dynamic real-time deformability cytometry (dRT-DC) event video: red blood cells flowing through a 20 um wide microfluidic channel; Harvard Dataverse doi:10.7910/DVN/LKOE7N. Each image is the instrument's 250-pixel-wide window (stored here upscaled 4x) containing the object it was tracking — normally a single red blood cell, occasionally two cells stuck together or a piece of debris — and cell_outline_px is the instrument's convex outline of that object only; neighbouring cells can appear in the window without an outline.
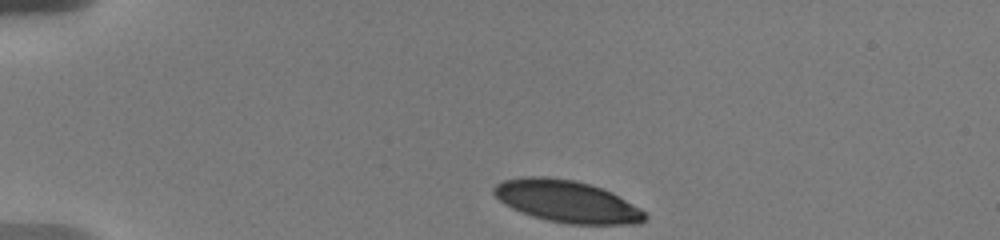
{"species": "human", "species_latin": "Homo sapiens", "temperature_condition": "warm", "stored_images_in_passage": 6, "camera_frame_rate_fps": 3000, "um_per_image_px": 0.085, "donor": {"sex": "male"}, "frame": {"image": 1, "passage_image": 1, "time_ms": 0.0, "image_size_px": [1000, 240], "cell_outline_px": [[648, 216], [640, 224], [568, 224], [548, 220], [532, 216], [512, 208], [504, 204], [492, 192], [492, 188], [496, 184], [504, 180], [520, 176], [544, 176], [576, 180], [612, 192], [640, 208]], "centroid_in_image_um": [48.17, 17.11], "position_along_channel_um": 36.8, "area_um2": 36.99}}
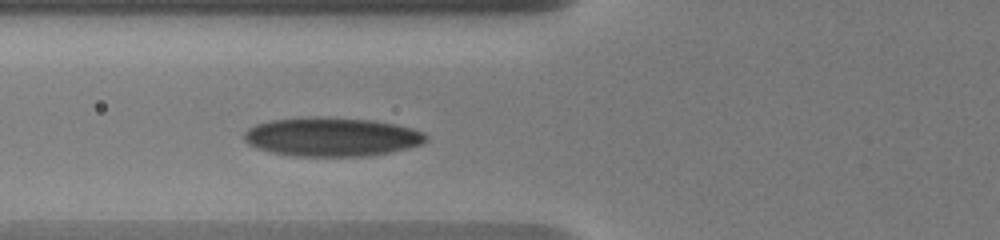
{"frame": {"image": 2, "passage_image": 6, "time_ms": 3.333, "image_size_px": [1000, 240], "cell_outline_px": [[428, 140], [420, 144], [388, 152], [368, 156], [292, 156], [272, 152], [256, 148], [248, 144], [244, 140], [244, 132], [248, 128], [256, 124], [268, 120], [308, 116], [320, 116], [372, 120], [396, 124], [412, 128], [424, 132], [428, 136]], "centroid_in_image_um": [28.15, 11.62], "position_along_channel_um": 97.6, "area_um2": 41.5}}